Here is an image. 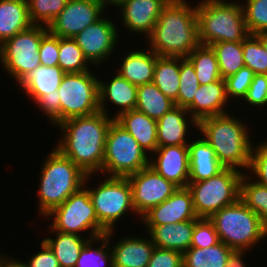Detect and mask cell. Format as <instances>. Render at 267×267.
I'll use <instances>...</instances> for the list:
<instances>
[{"instance_id":"cell-11","label":"cell","mask_w":267,"mask_h":267,"mask_svg":"<svg viewBox=\"0 0 267 267\" xmlns=\"http://www.w3.org/2000/svg\"><path fill=\"white\" fill-rule=\"evenodd\" d=\"M47 31L46 26L32 25L0 45V64L4 68L2 70L11 75L18 84L41 65L38 52L41 38Z\"/></svg>"},{"instance_id":"cell-26","label":"cell","mask_w":267,"mask_h":267,"mask_svg":"<svg viewBox=\"0 0 267 267\" xmlns=\"http://www.w3.org/2000/svg\"><path fill=\"white\" fill-rule=\"evenodd\" d=\"M132 50L124 55L121 65L114 71L136 86L153 81L157 54L149 50Z\"/></svg>"},{"instance_id":"cell-15","label":"cell","mask_w":267,"mask_h":267,"mask_svg":"<svg viewBox=\"0 0 267 267\" xmlns=\"http://www.w3.org/2000/svg\"><path fill=\"white\" fill-rule=\"evenodd\" d=\"M104 16L73 37L85 58L93 66H100L102 62H106L107 58L113 55L119 41L116 23Z\"/></svg>"},{"instance_id":"cell-53","label":"cell","mask_w":267,"mask_h":267,"mask_svg":"<svg viewBox=\"0 0 267 267\" xmlns=\"http://www.w3.org/2000/svg\"><path fill=\"white\" fill-rule=\"evenodd\" d=\"M256 36L260 39L263 47L267 52V32L258 33Z\"/></svg>"},{"instance_id":"cell-13","label":"cell","mask_w":267,"mask_h":267,"mask_svg":"<svg viewBox=\"0 0 267 267\" xmlns=\"http://www.w3.org/2000/svg\"><path fill=\"white\" fill-rule=\"evenodd\" d=\"M127 178L132 188L133 206L139 218L178 189L149 165Z\"/></svg>"},{"instance_id":"cell-44","label":"cell","mask_w":267,"mask_h":267,"mask_svg":"<svg viewBox=\"0 0 267 267\" xmlns=\"http://www.w3.org/2000/svg\"><path fill=\"white\" fill-rule=\"evenodd\" d=\"M219 242L220 239L215 226L209 218L195 219L190 247L206 248Z\"/></svg>"},{"instance_id":"cell-45","label":"cell","mask_w":267,"mask_h":267,"mask_svg":"<svg viewBox=\"0 0 267 267\" xmlns=\"http://www.w3.org/2000/svg\"><path fill=\"white\" fill-rule=\"evenodd\" d=\"M249 106L264 108L267 105V74H255L243 98Z\"/></svg>"},{"instance_id":"cell-34","label":"cell","mask_w":267,"mask_h":267,"mask_svg":"<svg viewBox=\"0 0 267 267\" xmlns=\"http://www.w3.org/2000/svg\"><path fill=\"white\" fill-rule=\"evenodd\" d=\"M187 58L194 65L200 85L222 79L216 54L211 46L199 44Z\"/></svg>"},{"instance_id":"cell-19","label":"cell","mask_w":267,"mask_h":267,"mask_svg":"<svg viewBox=\"0 0 267 267\" xmlns=\"http://www.w3.org/2000/svg\"><path fill=\"white\" fill-rule=\"evenodd\" d=\"M228 101L225 80L220 79L207 85H200L195 92L193 101L186 109L194 120L199 122L207 117L229 113L228 110H225L228 109Z\"/></svg>"},{"instance_id":"cell-40","label":"cell","mask_w":267,"mask_h":267,"mask_svg":"<svg viewBox=\"0 0 267 267\" xmlns=\"http://www.w3.org/2000/svg\"><path fill=\"white\" fill-rule=\"evenodd\" d=\"M242 50L245 66L255 74H267V52L256 35L242 41Z\"/></svg>"},{"instance_id":"cell-50","label":"cell","mask_w":267,"mask_h":267,"mask_svg":"<svg viewBox=\"0 0 267 267\" xmlns=\"http://www.w3.org/2000/svg\"><path fill=\"white\" fill-rule=\"evenodd\" d=\"M247 250H233L228 259L225 267H246L244 264V256ZM245 253V254H244Z\"/></svg>"},{"instance_id":"cell-39","label":"cell","mask_w":267,"mask_h":267,"mask_svg":"<svg viewBox=\"0 0 267 267\" xmlns=\"http://www.w3.org/2000/svg\"><path fill=\"white\" fill-rule=\"evenodd\" d=\"M29 18L33 25L48 27L64 9L68 0H27Z\"/></svg>"},{"instance_id":"cell-49","label":"cell","mask_w":267,"mask_h":267,"mask_svg":"<svg viewBox=\"0 0 267 267\" xmlns=\"http://www.w3.org/2000/svg\"><path fill=\"white\" fill-rule=\"evenodd\" d=\"M41 250L33 254L29 260L21 261L24 267H60L50 247L42 240Z\"/></svg>"},{"instance_id":"cell-47","label":"cell","mask_w":267,"mask_h":267,"mask_svg":"<svg viewBox=\"0 0 267 267\" xmlns=\"http://www.w3.org/2000/svg\"><path fill=\"white\" fill-rule=\"evenodd\" d=\"M147 267H183V253L155 247Z\"/></svg>"},{"instance_id":"cell-16","label":"cell","mask_w":267,"mask_h":267,"mask_svg":"<svg viewBox=\"0 0 267 267\" xmlns=\"http://www.w3.org/2000/svg\"><path fill=\"white\" fill-rule=\"evenodd\" d=\"M193 206L191 191L187 188H178L161 204L150 209L141 218V222L149 231L153 226L178 223L197 219Z\"/></svg>"},{"instance_id":"cell-18","label":"cell","mask_w":267,"mask_h":267,"mask_svg":"<svg viewBox=\"0 0 267 267\" xmlns=\"http://www.w3.org/2000/svg\"><path fill=\"white\" fill-rule=\"evenodd\" d=\"M170 0H125L117 8L122 16V24L129 31L144 34L152 33L162 9Z\"/></svg>"},{"instance_id":"cell-3","label":"cell","mask_w":267,"mask_h":267,"mask_svg":"<svg viewBox=\"0 0 267 267\" xmlns=\"http://www.w3.org/2000/svg\"><path fill=\"white\" fill-rule=\"evenodd\" d=\"M230 113L202 119L198 122L197 131L213 148L225 168L246 171L250 164L253 141L248 126Z\"/></svg>"},{"instance_id":"cell-1","label":"cell","mask_w":267,"mask_h":267,"mask_svg":"<svg viewBox=\"0 0 267 267\" xmlns=\"http://www.w3.org/2000/svg\"><path fill=\"white\" fill-rule=\"evenodd\" d=\"M114 120L102 111L68 119L57 125L62 132L55 148L86 175L102 171L106 135Z\"/></svg>"},{"instance_id":"cell-38","label":"cell","mask_w":267,"mask_h":267,"mask_svg":"<svg viewBox=\"0 0 267 267\" xmlns=\"http://www.w3.org/2000/svg\"><path fill=\"white\" fill-rule=\"evenodd\" d=\"M180 86L175 106L186 108L194 99L195 92L200 86L195 74L194 65L188 58H180Z\"/></svg>"},{"instance_id":"cell-14","label":"cell","mask_w":267,"mask_h":267,"mask_svg":"<svg viewBox=\"0 0 267 267\" xmlns=\"http://www.w3.org/2000/svg\"><path fill=\"white\" fill-rule=\"evenodd\" d=\"M106 9L101 0H68L47 29L60 38H73L99 20Z\"/></svg>"},{"instance_id":"cell-5","label":"cell","mask_w":267,"mask_h":267,"mask_svg":"<svg viewBox=\"0 0 267 267\" xmlns=\"http://www.w3.org/2000/svg\"><path fill=\"white\" fill-rule=\"evenodd\" d=\"M202 0L196 4L198 38L202 45L216 42H239L248 32L242 2Z\"/></svg>"},{"instance_id":"cell-23","label":"cell","mask_w":267,"mask_h":267,"mask_svg":"<svg viewBox=\"0 0 267 267\" xmlns=\"http://www.w3.org/2000/svg\"><path fill=\"white\" fill-rule=\"evenodd\" d=\"M189 183L218 175L225 167L219 162L213 148L201 137L189 142Z\"/></svg>"},{"instance_id":"cell-4","label":"cell","mask_w":267,"mask_h":267,"mask_svg":"<svg viewBox=\"0 0 267 267\" xmlns=\"http://www.w3.org/2000/svg\"><path fill=\"white\" fill-rule=\"evenodd\" d=\"M39 172L38 216L47 215L84 186L87 175L57 148L49 152Z\"/></svg>"},{"instance_id":"cell-36","label":"cell","mask_w":267,"mask_h":267,"mask_svg":"<svg viewBox=\"0 0 267 267\" xmlns=\"http://www.w3.org/2000/svg\"><path fill=\"white\" fill-rule=\"evenodd\" d=\"M210 46L216 54L222 79L234 75L240 68L245 66L242 41L216 42Z\"/></svg>"},{"instance_id":"cell-25","label":"cell","mask_w":267,"mask_h":267,"mask_svg":"<svg viewBox=\"0 0 267 267\" xmlns=\"http://www.w3.org/2000/svg\"><path fill=\"white\" fill-rule=\"evenodd\" d=\"M147 153L153 154L158 148L157 121L134 109L122 113L115 119Z\"/></svg>"},{"instance_id":"cell-52","label":"cell","mask_w":267,"mask_h":267,"mask_svg":"<svg viewBox=\"0 0 267 267\" xmlns=\"http://www.w3.org/2000/svg\"><path fill=\"white\" fill-rule=\"evenodd\" d=\"M101 1H102L105 8L109 7L110 4H111V6H114L116 8L125 0H101Z\"/></svg>"},{"instance_id":"cell-46","label":"cell","mask_w":267,"mask_h":267,"mask_svg":"<svg viewBox=\"0 0 267 267\" xmlns=\"http://www.w3.org/2000/svg\"><path fill=\"white\" fill-rule=\"evenodd\" d=\"M41 65L57 66L59 58V37L47 31L41 38L39 47Z\"/></svg>"},{"instance_id":"cell-17","label":"cell","mask_w":267,"mask_h":267,"mask_svg":"<svg viewBox=\"0 0 267 267\" xmlns=\"http://www.w3.org/2000/svg\"><path fill=\"white\" fill-rule=\"evenodd\" d=\"M153 155L149 158L151 168L178 188L188 186L190 173L188 145L158 147Z\"/></svg>"},{"instance_id":"cell-20","label":"cell","mask_w":267,"mask_h":267,"mask_svg":"<svg viewBox=\"0 0 267 267\" xmlns=\"http://www.w3.org/2000/svg\"><path fill=\"white\" fill-rule=\"evenodd\" d=\"M113 75L109 82L99 79V108L107 116L116 119L122 113L135 109L138 86L131 84L118 73ZM109 101L116 107L118 106L117 109L119 108L116 110L115 116H111L109 110H107L106 105Z\"/></svg>"},{"instance_id":"cell-31","label":"cell","mask_w":267,"mask_h":267,"mask_svg":"<svg viewBox=\"0 0 267 267\" xmlns=\"http://www.w3.org/2000/svg\"><path fill=\"white\" fill-rule=\"evenodd\" d=\"M180 58L157 56L153 83L172 101L177 100L180 86Z\"/></svg>"},{"instance_id":"cell-33","label":"cell","mask_w":267,"mask_h":267,"mask_svg":"<svg viewBox=\"0 0 267 267\" xmlns=\"http://www.w3.org/2000/svg\"><path fill=\"white\" fill-rule=\"evenodd\" d=\"M232 251L221 241L206 248L190 247L183 253V267H225Z\"/></svg>"},{"instance_id":"cell-51","label":"cell","mask_w":267,"mask_h":267,"mask_svg":"<svg viewBox=\"0 0 267 267\" xmlns=\"http://www.w3.org/2000/svg\"><path fill=\"white\" fill-rule=\"evenodd\" d=\"M0 267H24L21 260L13 259L4 256V254L0 257Z\"/></svg>"},{"instance_id":"cell-10","label":"cell","mask_w":267,"mask_h":267,"mask_svg":"<svg viewBox=\"0 0 267 267\" xmlns=\"http://www.w3.org/2000/svg\"><path fill=\"white\" fill-rule=\"evenodd\" d=\"M98 77L91 70L83 73H65L58 88L60 123L100 111Z\"/></svg>"},{"instance_id":"cell-24","label":"cell","mask_w":267,"mask_h":267,"mask_svg":"<svg viewBox=\"0 0 267 267\" xmlns=\"http://www.w3.org/2000/svg\"><path fill=\"white\" fill-rule=\"evenodd\" d=\"M195 220L153 226L149 234L155 247L184 253L191 246Z\"/></svg>"},{"instance_id":"cell-48","label":"cell","mask_w":267,"mask_h":267,"mask_svg":"<svg viewBox=\"0 0 267 267\" xmlns=\"http://www.w3.org/2000/svg\"><path fill=\"white\" fill-rule=\"evenodd\" d=\"M35 104L44 112L51 124L55 127L60 124V97L59 94L42 95Z\"/></svg>"},{"instance_id":"cell-29","label":"cell","mask_w":267,"mask_h":267,"mask_svg":"<svg viewBox=\"0 0 267 267\" xmlns=\"http://www.w3.org/2000/svg\"><path fill=\"white\" fill-rule=\"evenodd\" d=\"M49 231L51 234L55 232V239L46 237L43 241L54 253L60 267H75L81 250L90 239L83 237L84 234L63 233L51 229Z\"/></svg>"},{"instance_id":"cell-27","label":"cell","mask_w":267,"mask_h":267,"mask_svg":"<svg viewBox=\"0 0 267 267\" xmlns=\"http://www.w3.org/2000/svg\"><path fill=\"white\" fill-rule=\"evenodd\" d=\"M65 72L57 66L39 65L19 83L34 103L45 94H59L58 88L62 83Z\"/></svg>"},{"instance_id":"cell-2","label":"cell","mask_w":267,"mask_h":267,"mask_svg":"<svg viewBox=\"0 0 267 267\" xmlns=\"http://www.w3.org/2000/svg\"><path fill=\"white\" fill-rule=\"evenodd\" d=\"M146 39L158 56L187 58L200 44L196 4L192 6L186 0H170Z\"/></svg>"},{"instance_id":"cell-30","label":"cell","mask_w":267,"mask_h":267,"mask_svg":"<svg viewBox=\"0 0 267 267\" xmlns=\"http://www.w3.org/2000/svg\"><path fill=\"white\" fill-rule=\"evenodd\" d=\"M175 107L174 101L165 96L153 83L139 85L135 109L158 121Z\"/></svg>"},{"instance_id":"cell-9","label":"cell","mask_w":267,"mask_h":267,"mask_svg":"<svg viewBox=\"0 0 267 267\" xmlns=\"http://www.w3.org/2000/svg\"><path fill=\"white\" fill-rule=\"evenodd\" d=\"M243 174L244 170L225 168L209 179L188 183L197 217L210 218L225 206L235 203L240 196Z\"/></svg>"},{"instance_id":"cell-6","label":"cell","mask_w":267,"mask_h":267,"mask_svg":"<svg viewBox=\"0 0 267 267\" xmlns=\"http://www.w3.org/2000/svg\"><path fill=\"white\" fill-rule=\"evenodd\" d=\"M209 219L220 241L233 250L250 251L267 237V229L261 218L240 199L217 211Z\"/></svg>"},{"instance_id":"cell-42","label":"cell","mask_w":267,"mask_h":267,"mask_svg":"<svg viewBox=\"0 0 267 267\" xmlns=\"http://www.w3.org/2000/svg\"><path fill=\"white\" fill-rule=\"evenodd\" d=\"M257 144L252 147L249 171L246 173H248V176L253 177L252 180L267 187V139L265 142L262 141V143L259 142Z\"/></svg>"},{"instance_id":"cell-8","label":"cell","mask_w":267,"mask_h":267,"mask_svg":"<svg viewBox=\"0 0 267 267\" xmlns=\"http://www.w3.org/2000/svg\"><path fill=\"white\" fill-rule=\"evenodd\" d=\"M148 154L115 119L106 135L101 174L128 177L149 165Z\"/></svg>"},{"instance_id":"cell-43","label":"cell","mask_w":267,"mask_h":267,"mask_svg":"<svg viewBox=\"0 0 267 267\" xmlns=\"http://www.w3.org/2000/svg\"><path fill=\"white\" fill-rule=\"evenodd\" d=\"M254 75L255 73L250 68L243 66L234 75L225 78L228 99L237 98L243 100L253 81Z\"/></svg>"},{"instance_id":"cell-32","label":"cell","mask_w":267,"mask_h":267,"mask_svg":"<svg viewBox=\"0 0 267 267\" xmlns=\"http://www.w3.org/2000/svg\"><path fill=\"white\" fill-rule=\"evenodd\" d=\"M114 233V230H110L103 236L89 240L81 250L75 267H113L110 238L114 237ZM94 243L98 244L96 248L93 247Z\"/></svg>"},{"instance_id":"cell-28","label":"cell","mask_w":267,"mask_h":267,"mask_svg":"<svg viewBox=\"0 0 267 267\" xmlns=\"http://www.w3.org/2000/svg\"><path fill=\"white\" fill-rule=\"evenodd\" d=\"M32 25L27 0H0V45Z\"/></svg>"},{"instance_id":"cell-37","label":"cell","mask_w":267,"mask_h":267,"mask_svg":"<svg viewBox=\"0 0 267 267\" xmlns=\"http://www.w3.org/2000/svg\"><path fill=\"white\" fill-rule=\"evenodd\" d=\"M83 51L73 38L59 37L58 66L65 73H83L91 70Z\"/></svg>"},{"instance_id":"cell-7","label":"cell","mask_w":267,"mask_h":267,"mask_svg":"<svg viewBox=\"0 0 267 267\" xmlns=\"http://www.w3.org/2000/svg\"><path fill=\"white\" fill-rule=\"evenodd\" d=\"M91 176L87 175L84 186L81 189L42 218L52 219L49 229L78 235H82L80 233L83 231L85 233V231L88 232L89 230L88 238L90 240L103 236L108 232L98 222L89 191L86 189L87 181Z\"/></svg>"},{"instance_id":"cell-22","label":"cell","mask_w":267,"mask_h":267,"mask_svg":"<svg viewBox=\"0 0 267 267\" xmlns=\"http://www.w3.org/2000/svg\"><path fill=\"white\" fill-rule=\"evenodd\" d=\"M124 236L113 244V267H147L155 248L151 238Z\"/></svg>"},{"instance_id":"cell-35","label":"cell","mask_w":267,"mask_h":267,"mask_svg":"<svg viewBox=\"0 0 267 267\" xmlns=\"http://www.w3.org/2000/svg\"><path fill=\"white\" fill-rule=\"evenodd\" d=\"M239 199L261 218L267 229V187L252 181V177L244 172L240 181Z\"/></svg>"},{"instance_id":"cell-21","label":"cell","mask_w":267,"mask_h":267,"mask_svg":"<svg viewBox=\"0 0 267 267\" xmlns=\"http://www.w3.org/2000/svg\"><path fill=\"white\" fill-rule=\"evenodd\" d=\"M188 115V116H187ZM188 119V120H187ZM197 129L198 122L186 108L175 106L157 121L158 147L188 145L189 127ZM187 139V140H186Z\"/></svg>"},{"instance_id":"cell-12","label":"cell","mask_w":267,"mask_h":267,"mask_svg":"<svg viewBox=\"0 0 267 267\" xmlns=\"http://www.w3.org/2000/svg\"><path fill=\"white\" fill-rule=\"evenodd\" d=\"M105 177L97 187L90 189L88 186L86 189L89 191L98 222L110 231L115 230L116 221L128 214L129 210L136 216L137 213L133 206L132 188L128 178Z\"/></svg>"},{"instance_id":"cell-41","label":"cell","mask_w":267,"mask_h":267,"mask_svg":"<svg viewBox=\"0 0 267 267\" xmlns=\"http://www.w3.org/2000/svg\"><path fill=\"white\" fill-rule=\"evenodd\" d=\"M245 2V4H244ZM242 3L248 32H267V0H246Z\"/></svg>"}]
</instances>
